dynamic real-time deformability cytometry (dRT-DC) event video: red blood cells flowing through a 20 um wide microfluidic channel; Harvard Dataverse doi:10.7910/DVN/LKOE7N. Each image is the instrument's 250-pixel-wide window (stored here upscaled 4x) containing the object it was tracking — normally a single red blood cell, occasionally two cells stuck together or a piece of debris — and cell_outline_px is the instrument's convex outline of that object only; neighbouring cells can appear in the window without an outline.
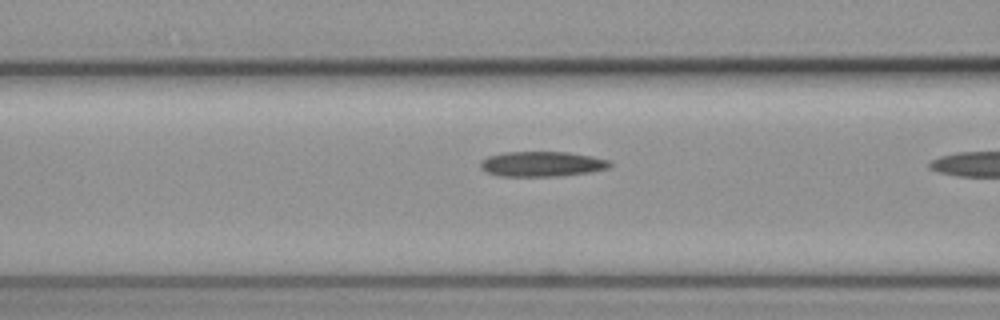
{"species": "common noctule bat (a hibernating species)", "species_latin": "Nyctalus noctula", "temperature_condition": "cold", "stored_images_in_passage": 20, "camera_frame_rate_fps": 3000, "um_per_image_px": 0.085, "animal": {"sex": "female", "body_mass_g": 19.3, "forearm_length_mm": 54.1}, "frame": {"image": 1, "passage_image": 19, "time_ms": 6.0, "image_size_px": [1000, 320], "cell_outline_px": [[612, 164], [608, 168], [592, 172], [560, 176], [500, 176], [488, 172], [480, 168], [480, 160], [488, 156], [504, 152], [568, 152], [592, 156], [612, 160]], "centroid_in_image_um": [46.1, 13.94], "position_along_channel_um": 120.5, "area_um2": 19.13}}